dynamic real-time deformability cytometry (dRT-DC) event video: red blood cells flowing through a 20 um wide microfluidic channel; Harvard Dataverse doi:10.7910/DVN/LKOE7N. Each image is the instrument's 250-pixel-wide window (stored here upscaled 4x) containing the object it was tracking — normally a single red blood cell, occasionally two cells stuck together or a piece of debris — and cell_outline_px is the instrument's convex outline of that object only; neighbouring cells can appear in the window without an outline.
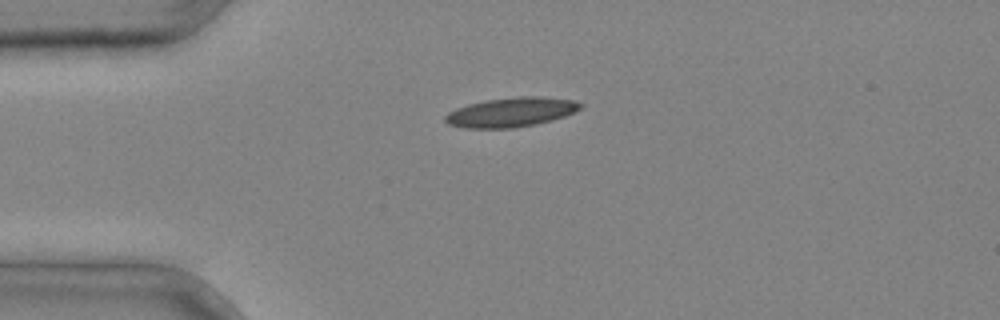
{"species": "common noctule bat (a hibernating species)", "species_latin": "Nyctalus noctula", "temperature_condition": "cold", "stored_images_in_passage": 2, "camera_frame_rate_fps": 3000, "um_per_image_px": 0.085, "animal": {"sex": "male", "body_mass_g": 20.4}, "frame": {"image": 1, "passage_image": 2, "time_ms": 0.333, "image_size_px": [1000, 320], "cell_outline_px": [[584, 104], [576, 112], [552, 120], [536, 124], [512, 128], [464, 128], [448, 124], [444, 120], [444, 116], [448, 112], [456, 108], [468, 104], [488, 100], [520, 96], [536, 96], [572, 100]], "centroid_in_image_um": [43.43, 9.54], "position_along_channel_um": 41.6, "area_um2": 23.12}}